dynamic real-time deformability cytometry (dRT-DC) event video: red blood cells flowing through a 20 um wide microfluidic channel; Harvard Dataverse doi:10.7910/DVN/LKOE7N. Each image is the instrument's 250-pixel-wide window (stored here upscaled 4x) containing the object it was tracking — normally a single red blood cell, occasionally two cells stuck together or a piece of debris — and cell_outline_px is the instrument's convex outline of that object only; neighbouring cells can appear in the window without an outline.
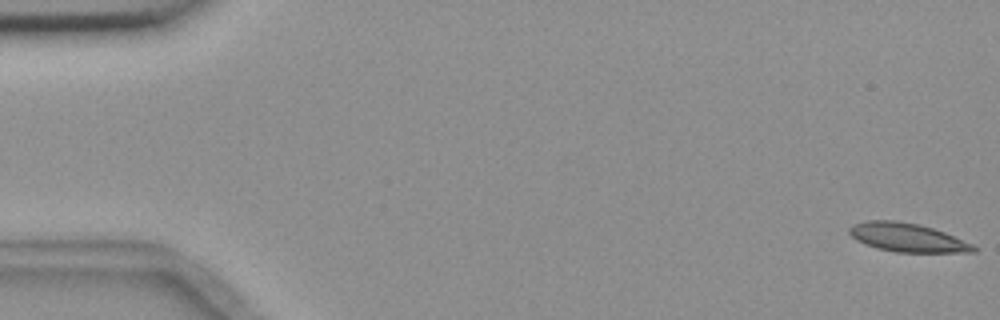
{"species": "common noctule bat (a hibernating species)", "species_latin": "Nyctalus noctula", "temperature_condition": "room temperature", "stored_images_in_passage": 6, "camera_frame_rate_fps": 3000, "um_per_image_px": 0.085, "animal": {"sex": "female", "body_mass_g": 18.4}, "frame": {"image": 1, "passage_image": 1, "time_ms": 0.0, "image_size_px": [1000, 320], "cell_outline_px": [[976, 252], [896, 252], [876, 248], [856, 240], [848, 232], [848, 228], [852, 224], [864, 220], [896, 220], [916, 224], [932, 228], [944, 232], [972, 244], [976, 248]], "centroid_in_image_um": [77.06, 20.18], "position_along_channel_um": 7.9, "area_um2": 20.63}}